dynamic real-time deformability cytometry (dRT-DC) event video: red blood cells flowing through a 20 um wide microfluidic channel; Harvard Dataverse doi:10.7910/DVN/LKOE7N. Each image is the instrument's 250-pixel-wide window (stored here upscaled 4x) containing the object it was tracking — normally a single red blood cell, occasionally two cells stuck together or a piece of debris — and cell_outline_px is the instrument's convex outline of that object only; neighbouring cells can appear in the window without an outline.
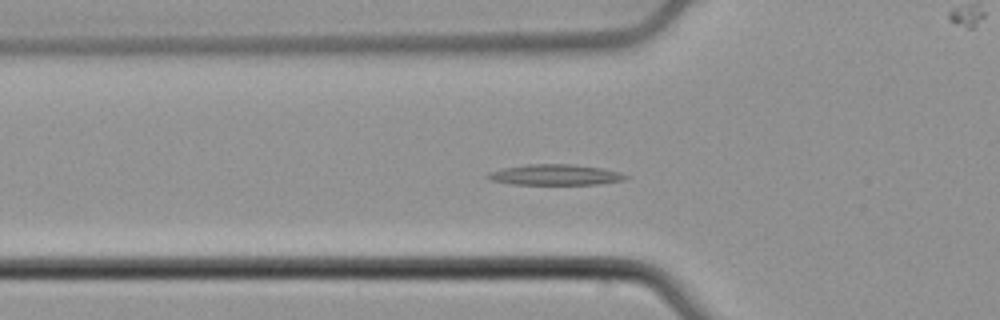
{"species": "common noctule bat (a hibernating species)", "species_latin": "Nyctalus noctula", "temperature_condition": "cold", "stored_images_in_passage": 44, "camera_frame_rate_fps": 3000, "um_per_image_px": 0.085, "animal": {"sex": "male", "body_mass_g": 21.5, "forearm_length_mm": 52.0}, "frame": {"image": 1, "passage_image": 8, "time_ms": 2.333, "image_size_px": [1000, 320], "cell_outline_px": [[632, 176], [624, 180], [600, 184], [512, 184], [492, 180], [484, 176], [488, 172], [504, 168], [528, 164], [572, 164], [600, 168], [620, 172]], "centroid_in_image_um": [47.22, 14.85], "position_along_channel_um": 78.6, "area_um2": 16.59}}
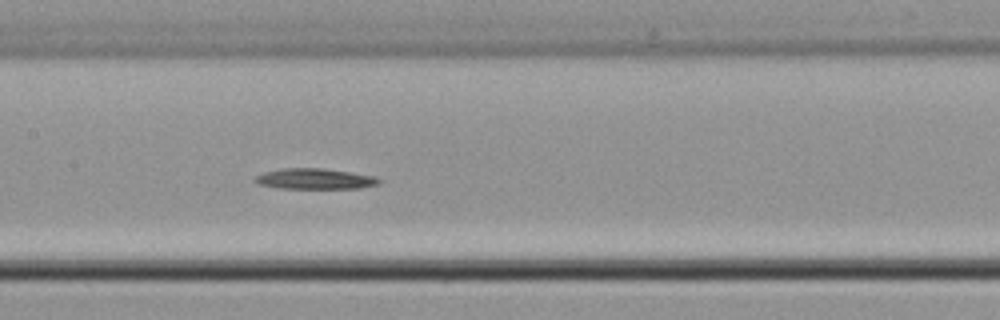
{"frame": {"image": 2, "passage_image": 16, "time_ms": 5.0, "image_size_px": [1000, 320], "cell_outline_px": [[380, 184], [360, 188], [276, 188], [260, 184], [252, 180], [256, 176], [264, 172], [284, 168], [320, 168], [376, 176], [380, 180]], "centroid_in_image_um": [26.76, 15.2], "position_along_channel_um": 180.6, "area_um2": 14.8}}
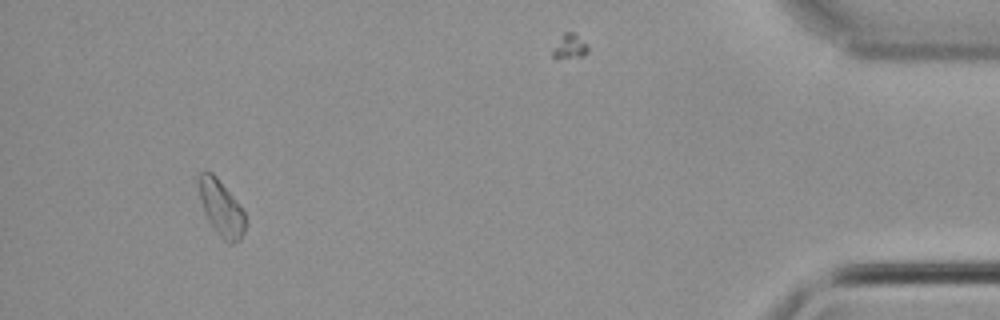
{"frame": {"image": 3, "passage_image": 40, "time_ms": 13.0, "image_size_px": [1000, 320], "cell_outline_px": [[244, 232], [240, 240], [232, 244], [228, 244], [216, 232], [208, 220], [204, 212], [200, 200], [196, 184], [196, 180], [200, 172], [212, 172], [216, 176], [232, 196], [244, 212]], "centroid_in_image_um": [18.75, 17.67], "position_along_channel_um": 416.5, "area_um2": 15.09}}